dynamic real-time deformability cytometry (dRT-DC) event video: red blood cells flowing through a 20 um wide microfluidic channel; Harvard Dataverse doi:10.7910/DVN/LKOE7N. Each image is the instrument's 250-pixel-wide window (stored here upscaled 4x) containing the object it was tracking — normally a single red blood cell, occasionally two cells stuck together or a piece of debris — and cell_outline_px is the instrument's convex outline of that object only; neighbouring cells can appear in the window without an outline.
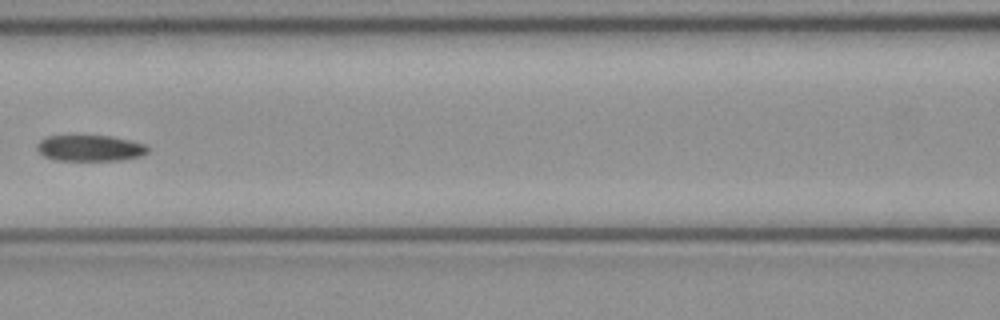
{"species": "common noctule bat (a hibernating species)", "species_latin": "Nyctalus noctula", "temperature_condition": "cold", "stored_images_in_passage": 6, "camera_frame_rate_fps": 3000, "um_per_image_px": 0.085, "animal": {"sex": "female", "body_mass_g": 21.9}, "frame": {"image": 1, "passage_image": 6, "time_ms": 1.667, "image_size_px": [1000, 320], "cell_outline_px": [[148, 152], [140, 156], [120, 160], [56, 160], [44, 156], [36, 148], [36, 144], [40, 140], [48, 136], [112, 136], [144, 144], [148, 148]], "centroid_in_image_um": [7.63, 12.59], "position_along_channel_um": 159.0, "area_um2": 16.65}}